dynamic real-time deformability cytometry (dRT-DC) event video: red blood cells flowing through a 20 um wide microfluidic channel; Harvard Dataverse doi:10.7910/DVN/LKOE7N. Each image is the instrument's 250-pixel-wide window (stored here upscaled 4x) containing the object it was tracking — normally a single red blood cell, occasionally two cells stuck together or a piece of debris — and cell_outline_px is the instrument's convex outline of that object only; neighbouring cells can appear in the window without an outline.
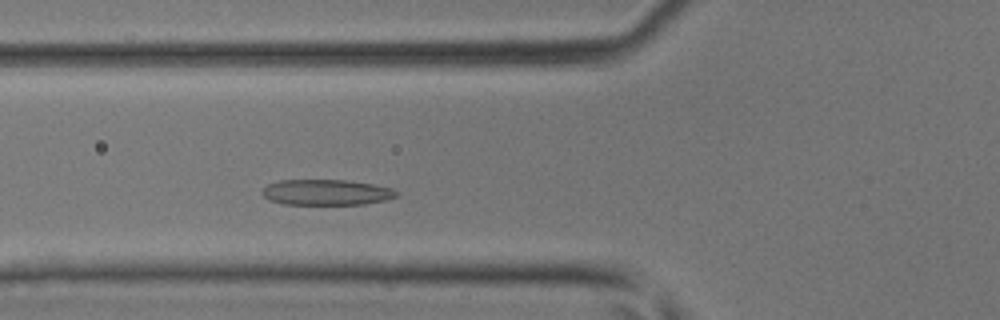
{"species": "common noctule bat (a hibernating species)", "species_latin": "Nyctalus noctula", "temperature_condition": "room temperature", "stored_images_in_passage": 38, "camera_frame_rate_fps": 3000, "um_per_image_px": 0.085, "animal": {"sex": "male", "body_mass_g": 17.9, "forearm_length_mm": 54.2}, "frame": {"image": 1, "passage_image": 9, "time_ms": 2.667, "image_size_px": [1000, 320], "cell_outline_px": [[400, 196], [384, 200], [364, 204], [284, 204], [268, 200], [260, 192], [268, 184], [280, 180], [348, 180], [372, 184], [392, 188], [400, 192]], "centroid_in_image_um": [27.76, 16.34], "position_along_channel_um": 98.0, "area_um2": 20.17}}
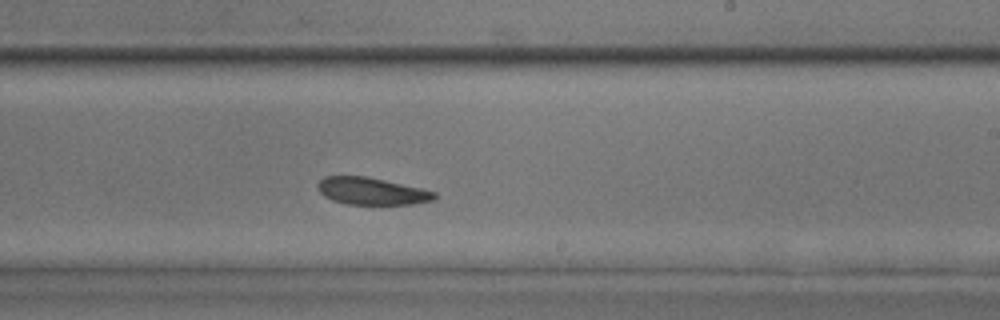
{"frame": {"image": 2, "passage_image": 20, "time_ms": 6.333, "image_size_px": [1000, 320], "cell_outline_px": [[436, 200], [412, 204], [348, 204], [332, 200], [324, 196], [316, 188], [316, 184], [324, 176], [368, 176], [420, 188], [436, 192]], "centroid_in_image_um": [31.57, 16.24], "position_along_channel_um": 257.4, "area_um2": 18.55}}
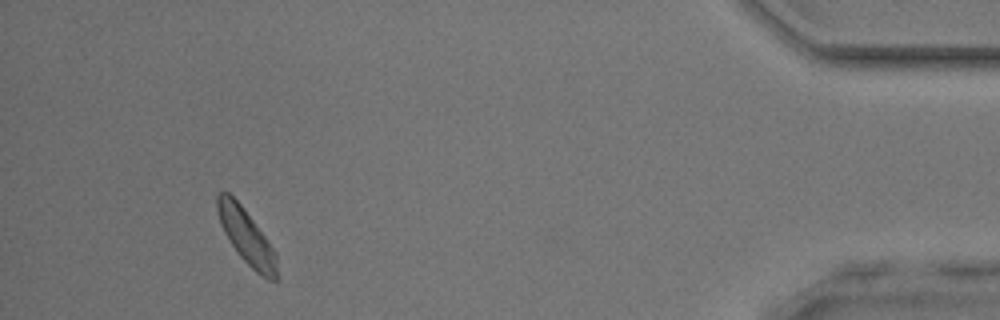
{"frame": {"image": 3, "passage_image": 35, "time_ms": 11.333, "image_size_px": [1000, 320], "cell_outline_px": [[280, 280], [268, 280], [260, 276], [240, 256], [228, 240], [220, 224], [216, 208], [216, 196], [220, 192], [228, 192], [240, 204], [276, 252], [280, 276]], "centroid_in_image_um": [20.98, 20.18], "position_along_channel_um": 414.2, "area_um2": 19.13}}